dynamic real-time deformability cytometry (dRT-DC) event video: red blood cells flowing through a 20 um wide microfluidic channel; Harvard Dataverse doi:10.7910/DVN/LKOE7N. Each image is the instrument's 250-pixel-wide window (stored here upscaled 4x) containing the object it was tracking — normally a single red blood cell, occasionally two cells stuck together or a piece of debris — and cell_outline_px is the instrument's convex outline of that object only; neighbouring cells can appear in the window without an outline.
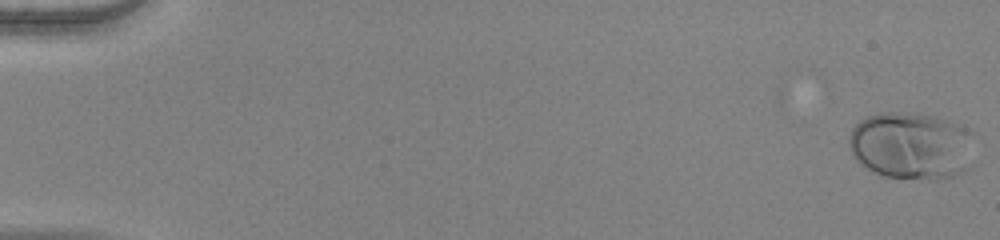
{"species": "human", "species_latin": "Homo sapiens", "temperature_condition": "warm", "stored_images_in_passage": 32, "camera_frame_rate_fps": 3000, "um_per_image_px": 0.085, "donor": {"sex": "female"}, "frame": {"image": 1, "passage_image": 1, "time_ms": 0.0, "image_size_px": [1000, 240], "cell_outline_px": [[972, 164], [964, 172], [952, 176], [936, 180], [928, 180], [884, 176], [872, 172], [864, 168], [852, 156], [848, 148], [848, 136], [852, 128], [860, 120], [868, 116], [880, 112], [892, 112], [936, 116], [956, 124], [972, 132]], "centroid_in_image_um": [77.43, 12.41], "position_along_channel_um": 7.6, "area_um2": 49.94}}
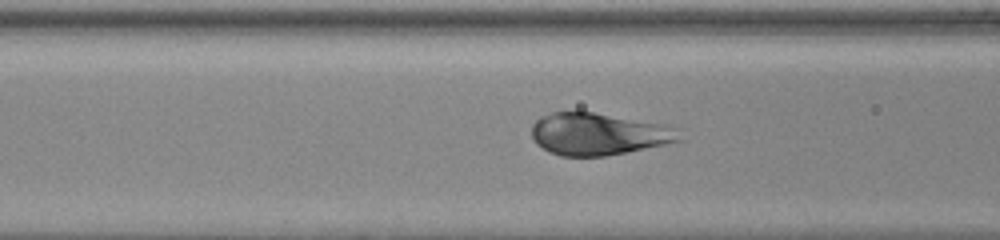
{"frame": {"image": 2, "passage_image": 23, "time_ms": 7.333, "image_size_px": [1000, 240], "cell_outline_px": [[684, 140], [628, 152], [604, 156], [560, 156], [548, 152], [536, 144], [532, 136], [532, 124], [540, 116], [552, 112], [592, 112], [664, 124], [680, 128]], "centroid_in_image_um": [50.9, 11.4], "position_along_channel_um": 115.7, "area_um2": 36.59}}
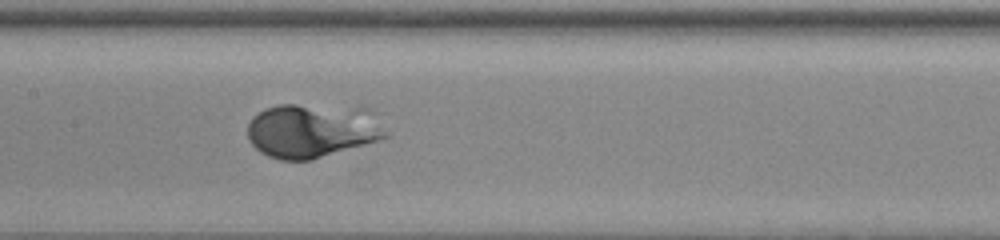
{"frame": {"image": 3, "passage_image": 28, "time_ms": 9.0, "image_size_px": [1000, 240], "cell_outline_px": [[388, 136], [380, 140], [312, 160], [280, 160], [268, 156], [260, 152], [248, 140], [248, 124], [252, 116], [268, 108], [280, 104], [296, 104], [372, 108]], "centroid_in_image_um": [26.56, 11.1], "position_along_channel_um": 180.8, "area_um2": 43.99}}